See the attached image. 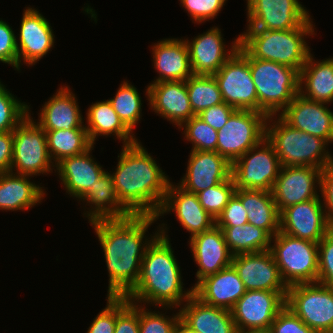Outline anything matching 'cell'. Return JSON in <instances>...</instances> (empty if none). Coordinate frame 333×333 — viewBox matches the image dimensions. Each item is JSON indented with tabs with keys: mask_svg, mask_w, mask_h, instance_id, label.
I'll use <instances>...</instances> for the list:
<instances>
[{
	"mask_svg": "<svg viewBox=\"0 0 333 333\" xmlns=\"http://www.w3.org/2000/svg\"><path fill=\"white\" fill-rule=\"evenodd\" d=\"M156 218L153 215H131L123 219L91 222L109 272L107 296L125 297L137 284L146 249L159 235V232L155 233L151 240L144 237L149 225L158 220Z\"/></svg>",
	"mask_w": 333,
	"mask_h": 333,
	"instance_id": "obj_1",
	"label": "cell"
},
{
	"mask_svg": "<svg viewBox=\"0 0 333 333\" xmlns=\"http://www.w3.org/2000/svg\"><path fill=\"white\" fill-rule=\"evenodd\" d=\"M122 147L116 171L111 174L117 197L132 215L156 216L170 180L140 142Z\"/></svg>",
	"mask_w": 333,
	"mask_h": 333,
	"instance_id": "obj_2",
	"label": "cell"
},
{
	"mask_svg": "<svg viewBox=\"0 0 333 333\" xmlns=\"http://www.w3.org/2000/svg\"><path fill=\"white\" fill-rule=\"evenodd\" d=\"M165 230L161 227L159 235L146 249L139 280L125 296L132 303L140 300L165 308H176L193 294V287L183 293L181 272Z\"/></svg>",
	"mask_w": 333,
	"mask_h": 333,
	"instance_id": "obj_3",
	"label": "cell"
},
{
	"mask_svg": "<svg viewBox=\"0 0 333 333\" xmlns=\"http://www.w3.org/2000/svg\"><path fill=\"white\" fill-rule=\"evenodd\" d=\"M246 31L239 35L240 46L252 58L277 62L300 72L311 54L304 40L314 34L310 19L295 29Z\"/></svg>",
	"mask_w": 333,
	"mask_h": 333,
	"instance_id": "obj_4",
	"label": "cell"
},
{
	"mask_svg": "<svg viewBox=\"0 0 333 333\" xmlns=\"http://www.w3.org/2000/svg\"><path fill=\"white\" fill-rule=\"evenodd\" d=\"M272 118L273 115L267 117L266 139L273 145L281 166H308L323 170L333 164V157L325 151L328 145L325 140L293 128L281 117L270 125Z\"/></svg>",
	"mask_w": 333,
	"mask_h": 333,
	"instance_id": "obj_5",
	"label": "cell"
},
{
	"mask_svg": "<svg viewBox=\"0 0 333 333\" xmlns=\"http://www.w3.org/2000/svg\"><path fill=\"white\" fill-rule=\"evenodd\" d=\"M249 67L257 92L258 112L274 116L299 94V72L296 69L250 55Z\"/></svg>",
	"mask_w": 333,
	"mask_h": 333,
	"instance_id": "obj_6",
	"label": "cell"
},
{
	"mask_svg": "<svg viewBox=\"0 0 333 333\" xmlns=\"http://www.w3.org/2000/svg\"><path fill=\"white\" fill-rule=\"evenodd\" d=\"M270 246L281 277L289 287L299 283H316L318 280V243L296 238L279 231Z\"/></svg>",
	"mask_w": 333,
	"mask_h": 333,
	"instance_id": "obj_7",
	"label": "cell"
},
{
	"mask_svg": "<svg viewBox=\"0 0 333 333\" xmlns=\"http://www.w3.org/2000/svg\"><path fill=\"white\" fill-rule=\"evenodd\" d=\"M286 307L317 333H333V288L316 283L288 287Z\"/></svg>",
	"mask_w": 333,
	"mask_h": 333,
	"instance_id": "obj_8",
	"label": "cell"
},
{
	"mask_svg": "<svg viewBox=\"0 0 333 333\" xmlns=\"http://www.w3.org/2000/svg\"><path fill=\"white\" fill-rule=\"evenodd\" d=\"M267 117L254 110H236L218 131L217 153L233 164L266 138Z\"/></svg>",
	"mask_w": 333,
	"mask_h": 333,
	"instance_id": "obj_9",
	"label": "cell"
},
{
	"mask_svg": "<svg viewBox=\"0 0 333 333\" xmlns=\"http://www.w3.org/2000/svg\"><path fill=\"white\" fill-rule=\"evenodd\" d=\"M32 119L28 115L13 131L10 171L16 169V174L25 176L46 174L55 167L48 153L46 132Z\"/></svg>",
	"mask_w": 333,
	"mask_h": 333,
	"instance_id": "obj_10",
	"label": "cell"
},
{
	"mask_svg": "<svg viewBox=\"0 0 333 333\" xmlns=\"http://www.w3.org/2000/svg\"><path fill=\"white\" fill-rule=\"evenodd\" d=\"M223 102L237 110L258 111V97L249 67V54L239 49L213 74Z\"/></svg>",
	"mask_w": 333,
	"mask_h": 333,
	"instance_id": "obj_11",
	"label": "cell"
},
{
	"mask_svg": "<svg viewBox=\"0 0 333 333\" xmlns=\"http://www.w3.org/2000/svg\"><path fill=\"white\" fill-rule=\"evenodd\" d=\"M280 168L273 145L264 138L232 164V177L236 189L272 191Z\"/></svg>",
	"mask_w": 333,
	"mask_h": 333,
	"instance_id": "obj_12",
	"label": "cell"
},
{
	"mask_svg": "<svg viewBox=\"0 0 333 333\" xmlns=\"http://www.w3.org/2000/svg\"><path fill=\"white\" fill-rule=\"evenodd\" d=\"M298 0H247L248 30H289L310 18Z\"/></svg>",
	"mask_w": 333,
	"mask_h": 333,
	"instance_id": "obj_13",
	"label": "cell"
},
{
	"mask_svg": "<svg viewBox=\"0 0 333 333\" xmlns=\"http://www.w3.org/2000/svg\"><path fill=\"white\" fill-rule=\"evenodd\" d=\"M287 292L247 290L231 310L237 329L269 330L286 305Z\"/></svg>",
	"mask_w": 333,
	"mask_h": 333,
	"instance_id": "obj_14",
	"label": "cell"
},
{
	"mask_svg": "<svg viewBox=\"0 0 333 333\" xmlns=\"http://www.w3.org/2000/svg\"><path fill=\"white\" fill-rule=\"evenodd\" d=\"M322 169L308 166H281L272 189L279 213L297 203L320 197L315 183L320 184Z\"/></svg>",
	"mask_w": 333,
	"mask_h": 333,
	"instance_id": "obj_15",
	"label": "cell"
},
{
	"mask_svg": "<svg viewBox=\"0 0 333 333\" xmlns=\"http://www.w3.org/2000/svg\"><path fill=\"white\" fill-rule=\"evenodd\" d=\"M321 199L291 205L280 212V231L318 243L330 230Z\"/></svg>",
	"mask_w": 333,
	"mask_h": 333,
	"instance_id": "obj_16",
	"label": "cell"
},
{
	"mask_svg": "<svg viewBox=\"0 0 333 333\" xmlns=\"http://www.w3.org/2000/svg\"><path fill=\"white\" fill-rule=\"evenodd\" d=\"M232 265L244 283L246 290L288 291V286L283 281L279 268L269 250L234 255Z\"/></svg>",
	"mask_w": 333,
	"mask_h": 333,
	"instance_id": "obj_17",
	"label": "cell"
},
{
	"mask_svg": "<svg viewBox=\"0 0 333 333\" xmlns=\"http://www.w3.org/2000/svg\"><path fill=\"white\" fill-rule=\"evenodd\" d=\"M185 176L179 183L183 190L197 194L232 177V164L216 151H191Z\"/></svg>",
	"mask_w": 333,
	"mask_h": 333,
	"instance_id": "obj_18",
	"label": "cell"
},
{
	"mask_svg": "<svg viewBox=\"0 0 333 333\" xmlns=\"http://www.w3.org/2000/svg\"><path fill=\"white\" fill-rule=\"evenodd\" d=\"M325 104L308 100L298 94L279 116L293 128L331 143L333 142V112Z\"/></svg>",
	"mask_w": 333,
	"mask_h": 333,
	"instance_id": "obj_19",
	"label": "cell"
},
{
	"mask_svg": "<svg viewBox=\"0 0 333 333\" xmlns=\"http://www.w3.org/2000/svg\"><path fill=\"white\" fill-rule=\"evenodd\" d=\"M186 44L193 75H213L239 49L240 37L235 39L228 54L218 27L195 37L192 42L187 40Z\"/></svg>",
	"mask_w": 333,
	"mask_h": 333,
	"instance_id": "obj_20",
	"label": "cell"
},
{
	"mask_svg": "<svg viewBox=\"0 0 333 333\" xmlns=\"http://www.w3.org/2000/svg\"><path fill=\"white\" fill-rule=\"evenodd\" d=\"M146 94L153 111L181 129L195 115L185 81L154 82L148 85Z\"/></svg>",
	"mask_w": 333,
	"mask_h": 333,
	"instance_id": "obj_21",
	"label": "cell"
},
{
	"mask_svg": "<svg viewBox=\"0 0 333 333\" xmlns=\"http://www.w3.org/2000/svg\"><path fill=\"white\" fill-rule=\"evenodd\" d=\"M19 36L18 70L21 58L25 64L35 65L54 45L55 36L49 22L37 10L29 7L24 10Z\"/></svg>",
	"mask_w": 333,
	"mask_h": 333,
	"instance_id": "obj_22",
	"label": "cell"
},
{
	"mask_svg": "<svg viewBox=\"0 0 333 333\" xmlns=\"http://www.w3.org/2000/svg\"><path fill=\"white\" fill-rule=\"evenodd\" d=\"M191 252L197 265L198 281L216 274L232 264L233 255L230 253L221 228L214 225L210 230L190 237Z\"/></svg>",
	"mask_w": 333,
	"mask_h": 333,
	"instance_id": "obj_23",
	"label": "cell"
},
{
	"mask_svg": "<svg viewBox=\"0 0 333 333\" xmlns=\"http://www.w3.org/2000/svg\"><path fill=\"white\" fill-rule=\"evenodd\" d=\"M171 210L176 212L181 225L191 233L190 237L208 231L215 225V220L202 207L196 194L169 183L165 199L156 217L159 219V216Z\"/></svg>",
	"mask_w": 333,
	"mask_h": 333,
	"instance_id": "obj_24",
	"label": "cell"
},
{
	"mask_svg": "<svg viewBox=\"0 0 333 333\" xmlns=\"http://www.w3.org/2000/svg\"><path fill=\"white\" fill-rule=\"evenodd\" d=\"M246 291L232 264L193 287V294L203 303L230 311Z\"/></svg>",
	"mask_w": 333,
	"mask_h": 333,
	"instance_id": "obj_25",
	"label": "cell"
},
{
	"mask_svg": "<svg viewBox=\"0 0 333 333\" xmlns=\"http://www.w3.org/2000/svg\"><path fill=\"white\" fill-rule=\"evenodd\" d=\"M93 146L85 153L63 158L55 167L66 192L82 199L106 173L90 156Z\"/></svg>",
	"mask_w": 333,
	"mask_h": 333,
	"instance_id": "obj_26",
	"label": "cell"
},
{
	"mask_svg": "<svg viewBox=\"0 0 333 333\" xmlns=\"http://www.w3.org/2000/svg\"><path fill=\"white\" fill-rule=\"evenodd\" d=\"M159 77L154 82L186 81L193 75L189 49L184 39H164L152 48Z\"/></svg>",
	"mask_w": 333,
	"mask_h": 333,
	"instance_id": "obj_27",
	"label": "cell"
},
{
	"mask_svg": "<svg viewBox=\"0 0 333 333\" xmlns=\"http://www.w3.org/2000/svg\"><path fill=\"white\" fill-rule=\"evenodd\" d=\"M179 310L181 319L200 333H236L230 310L203 303L192 294Z\"/></svg>",
	"mask_w": 333,
	"mask_h": 333,
	"instance_id": "obj_28",
	"label": "cell"
},
{
	"mask_svg": "<svg viewBox=\"0 0 333 333\" xmlns=\"http://www.w3.org/2000/svg\"><path fill=\"white\" fill-rule=\"evenodd\" d=\"M70 91L68 86L59 88L42 106L37 124L44 131L85 128L75 95Z\"/></svg>",
	"mask_w": 333,
	"mask_h": 333,
	"instance_id": "obj_29",
	"label": "cell"
},
{
	"mask_svg": "<svg viewBox=\"0 0 333 333\" xmlns=\"http://www.w3.org/2000/svg\"><path fill=\"white\" fill-rule=\"evenodd\" d=\"M248 214V223L262 228L271 237L280 231V213L272 191L236 189L234 193Z\"/></svg>",
	"mask_w": 333,
	"mask_h": 333,
	"instance_id": "obj_30",
	"label": "cell"
},
{
	"mask_svg": "<svg viewBox=\"0 0 333 333\" xmlns=\"http://www.w3.org/2000/svg\"><path fill=\"white\" fill-rule=\"evenodd\" d=\"M28 177L11 171L0 174L1 210H27L41 202L45 194L42 187Z\"/></svg>",
	"mask_w": 333,
	"mask_h": 333,
	"instance_id": "obj_31",
	"label": "cell"
},
{
	"mask_svg": "<svg viewBox=\"0 0 333 333\" xmlns=\"http://www.w3.org/2000/svg\"><path fill=\"white\" fill-rule=\"evenodd\" d=\"M299 94L311 101L327 104L333 101V58L314 62L310 54L299 72Z\"/></svg>",
	"mask_w": 333,
	"mask_h": 333,
	"instance_id": "obj_32",
	"label": "cell"
},
{
	"mask_svg": "<svg viewBox=\"0 0 333 333\" xmlns=\"http://www.w3.org/2000/svg\"><path fill=\"white\" fill-rule=\"evenodd\" d=\"M95 206L88 212L90 222L128 218L132 214L121 204L114 188L113 177L106 172L83 198Z\"/></svg>",
	"mask_w": 333,
	"mask_h": 333,
	"instance_id": "obj_33",
	"label": "cell"
},
{
	"mask_svg": "<svg viewBox=\"0 0 333 333\" xmlns=\"http://www.w3.org/2000/svg\"><path fill=\"white\" fill-rule=\"evenodd\" d=\"M86 119L88 126L85 128L93 145L98 135L111 134H115L118 139L123 140V145L137 142L134 134L123 124L108 100L92 104L88 109Z\"/></svg>",
	"mask_w": 333,
	"mask_h": 333,
	"instance_id": "obj_34",
	"label": "cell"
},
{
	"mask_svg": "<svg viewBox=\"0 0 333 333\" xmlns=\"http://www.w3.org/2000/svg\"><path fill=\"white\" fill-rule=\"evenodd\" d=\"M218 228L222 229L228 249L233 256L270 250L272 237L262 228L250 223Z\"/></svg>",
	"mask_w": 333,
	"mask_h": 333,
	"instance_id": "obj_35",
	"label": "cell"
},
{
	"mask_svg": "<svg viewBox=\"0 0 333 333\" xmlns=\"http://www.w3.org/2000/svg\"><path fill=\"white\" fill-rule=\"evenodd\" d=\"M48 153L55 165L63 158L85 153L93 144L90 142L86 128L72 130L45 131Z\"/></svg>",
	"mask_w": 333,
	"mask_h": 333,
	"instance_id": "obj_36",
	"label": "cell"
},
{
	"mask_svg": "<svg viewBox=\"0 0 333 333\" xmlns=\"http://www.w3.org/2000/svg\"><path fill=\"white\" fill-rule=\"evenodd\" d=\"M185 82L190 105L195 115L223 103L218 83L213 75H192Z\"/></svg>",
	"mask_w": 333,
	"mask_h": 333,
	"instance_id": "obj_37",
	"label": "cell"
},
{
	"mask_svg": "<svg viewBox=\"0 0 333 333\" xmlns=\"http://www.w3.org/2000/svg\"><path fill=\"white\" fill-rule=\"evenodd\" d=\"M123 124L132 132L141 118V97L136 87L124 81L113 99L108 100Z\"/></svg>",
	"mask_w": 333,
	"mask_h": 333,
	"instance_id": "obj_38",
	"label": "cell"
},
{
	"mask_svg": "<svg viewBox=\"0 0 333 333\" xmlns=\"http://www.w3.org/2000/svg\"><path fill=\"white\" fill-rule=\"evenodd\" d=\"M235 190V182L231 177L216 186L200 191L196 195L202 207L216 220L228 204L229 199L234 195Z\"/></svg>",
	"mask_w": 333,
	"mask_h": 333,
	"instance_id": "obj_39",
	"label": "cell"
},
{
	"mask_svg": "<svg viewBox=\"0 0 333 333\" xmlns=\"http://www.w3.org/2000/svg\"><path fill=\"white\" fill-rule=\"evenodd\" d=\"M29 107L7 91L0 82V133L14 129L29 115Z\"/></svg>",
	"mask_w": 333,
	"mask_h": 333,
	"instance_id": "obj_40",
	"label": "cell"
},
{
	"mask_svg": "<svg viewBox=\"0 0 333 333\" xmlns=\"http://www.w3.org/2000/svg\"><path fill=\"white\" fill-rule=\"evenodd\" d=\"M185 126V138L192 142L193 151H216L218 131L205 123L198 115H194Z\"/></svg>",
	"mask_w": 333,
	"mask_h": 333,
	"instance_id": "obj_41",
	"label": "cell"
},
{
	"mask_svg": "<svg viewBox=\"0 0 333 333\" xmlns=\"http://www.w3.org/2000/svg\"><path fill=\"white\" fill-rule=\"evenodd\" d=\"M139 307V332L140 333H174L175 326L180 317L177 312L172 318L165 317L160 312L146 311ZM159 313V314H158Z\"/></svg>",
	"mask_w": 333,
	"mask_h": 333,
	"instance_id": "obj_42",
	"label": "cell"
},
{
	"mask_svg": "<svg viewBox=\"0 0 333 333\" xmlns=\"http://www.w3.org/2000/svg\"><path fill=\"white\" fill-rule=\"evenodd\" d=\"M126 297H116V326L114 333L139 332V305Z\"/></svg>",
	"mask_w": 333,
	"mask_h": 333,
	"instance_id": "obj_43",
	"label": "cell"
},
{
	"mask_svg": "<svg viewBox=\"0 0 333 333\" xmlns=\"http://www.w3.org/2000/svg\"><path fill=\"white\" fill-rule=\"evenodd\" d=\"M317 282L333 288V229L318 242Z\"/></svg>",
	"mask_w": 333,
	"mask_h": 333,
	"instance_id": "obj_44",
	"label": "cell"
},
{
	"mask_svg": "<svg viewBox=\"0 0 333 333\" xmlns=\"http://www.w3.org/2000/svg\"><path fill=\"white\" fill-rule=\"evenodd\" d=\"M269 330L270 333H317L286 306L275 317Z\"/></svg>",
	"mask_w": 333,
	"mask_h": 333,
	"instance_id": "obj_45",
	"label": "cell"
},
{
	"mask_svg": "<svg viewBox=\"0 0 333 333\" xmlns=\"http://www.w3.org/2000/svg\"><path fill=\"white\" fill-rule=\"evenodd\" d=\"M194 22L201 23L213 19L221 10L226 0H180Z\"/></svg>",
	"mask_w": 333,
	"mask_h": 333,
	"instance_id": "obj_46",
	"label": "cell"
},
{
	"mask_svg": "<svg viewBox=\"0 0 333 333\" xmlns=\"http://www.w3.org/2000/svg\"><path fill=\"white\" fill-rule=\"evenodd\" d=\"M248 223V214L240 199L234 194L215 220L217 227H234Z\"/></svg>",
	"mask_w": 333,
	"mask_h": 333,
	"instance_id": "obj_47",
	"label": "cell"
},
{
	"mask_svg": "<svg viewBox=\"0 0 333 333\" xmlns=\"http://www.w3.org/2000/svg\"><path fill=\"white\" fill-rule=\"evenodd\" d=\"M0 61L18 70L17 39L12 28L0 20Z\"/></svg>",
	"mask_w": 333,
	"mask_h": 333,
	"instance_id": "obj_48",
	"label": "cell"
},
{
	"mask_svg": "<svg viewBox=\"0 0 333 333\" xmlns=\"http://www.w3.org/2000/svg\"><path fill=\"white\" fill-rule=\"evenodd\" d=\"M106 307L97 315L87 333H114L116 326V297H107Z\"/></svg>",
	"mask_w": 333,
	"mask_h": 333,
	"instance_id": "obj_49",
	"label": "cell"
},
{
	"mask_svg": "<svg viewBox=\"0 0 333 333\" xmlns=\"http://www.w3.org/2000/svg\"><path fill=\"white\" fill-rule=\"evenodd\" d=\"M233 106L225 102L203 110L198 116L210 127L219 131L227 123L229 117L236 111Z\"/></svg>",
	"mask_w": 333,
	"mask_h": 333,
	"instance_id": "obj_50",
	"label": "cell"
},
{
	"mask_svg": "<svg viewBox=\"0 0 333 333\" xmlns=\"http://www.w3.org/2000/svg\"><path fill=\"white\" fill-rule=\"evenodd\" d=\"M319 188L322 194L321 197H323V206L325 207L329 226L333 229V164L322 170Z\"/></svg>",
	"mask_w": 333,
	"mask_h": 333,
	"instance_id": "obj_51",
	"label": "cell"
},
{
	"mask_svg": "<svg viewBox=\"0 0 333 333\" xmlns=\"http://www.w3.org/2000/svg\"><path fill=\"white\" fill-rule=\"evenodd\" d=\"M13 159V131L0 133V174L10 172Z\"/></svg>",
	"mask_w": 333,
	"mask_h": 333,
	"instance_id": "obj_52",
	"label": "cell"
},
{
	"mask_svg": "<svg viewBox=\"0 0 333 333\" xmlns=\"http://www.w3.org/2000/svg\"><path fill=\"white\" fill-rule=\"evenodd\" d=\"M174 333H200V332L192 329L180 318L175 326Z\"/></svg>",
	"mask_w": 333,
	"mask_h": 333,
	"instance_id": "obj_53",
	"label": "cell"
},
{
	"mask_svg": "<svg viewBox=\"0 0 333 333\" xmlns=\"http://www.w3.org/2000/svg\"><path fill=\"white\" fill-rule=\"evenodd\" d=\"M236 333H270V330H266V329H237Z\"/></svg>",
	"mask_w": 333,
	"mask_h": 333,
	"instance_id": "obj_54",
	"label": "cell"
}]
</instances>
